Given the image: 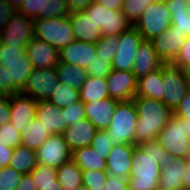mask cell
Masks as SVG:
<instances>
[{
  "mask_svg": "<svg viewBox=\"0 0 190 190\" xmlns=\"http://www.w3.org/2000/svg\"><path fill=\"white\" fill-rule=\"evenodd\" d=\"M176 158L157 139L135 145L132 168L128 178L130 190H155L159 187L161 167Z\"/></svg>",
  "mask_w": 190,
  "mask_h": 190,
  "instance_id": "cell-1",
  "label": "cell"
},
{
  "mask_svg": "<svg viewBox=\"0 0 190 190\" xmlns=\"http://www.w3.org/2000/svg\"><path fill=\"white\" fill-rule=\"evenodd\" d=\"M133 101L138 115L134 145L157 139L173 116V111L161 100L135 96Z\"/></svg>",
  "mask_w": 190,
  "mask_h": 190,
  "instance_id": "cell-2",
  "label": "cell"
},
{
  "mask_svg": "<svg viewBox=\"0 0 190 190\" xmlns=\"http://www.w3.org/2000/svg\"><path fill=\"white\" fill-rule=\"evenodd\" d=\"M109 127L106 129L113 145H134L135 128L138 121L135 103L130 101H119Z\"/></svg>",
  "mask_w": 190,
  "mask_h": 190,
  "instance_id": "cell-3",
  "label": "cell"
},
{
  "mask_svg": "<svg viewBox=\"0 0 190 190\" xmlns=\"http://www.w3.org/2000/svg\"><path fill=\"white\" fill-rule=\"evenodd\" d=\"M0 36L8 46L25 48L34 38L33 20L18 11L2 12Z\"/></svg>",
  "mask_w": 190,
  "mask_h": 190,
  "instance_id": "cell-4",
  "label": "cell"
},
{
  "mask_svg": "<svg viewBox=\"0 0 190 190\" xmlns=\"http://www.w3.org/2000/svg\"><path fill=\"white\" fill-rule=\"evenodd\" d=\"M34 37L44 40L60 50L75 41L69 15L57 18H41L33 21Z\"/></svg>",
  "mask_w": 190,
  "mask_h": 190,
  "instance_id": "cell-5",
  "label": "cell"
},
{
  "mask_svg": "<svg viewBox=\"0 0 190 190\" xmlns=\"http://www.w3.org/2000/svg\"><path fill=\"white\" fill-rule=\"evenodd\" d=\"M171 26V13L165 0L151 4L133 24L144 40H152Z\"/></svg>",
  "mask_w": 190,
  "mask_h": 190,
  "instance_id": "cell-6",
  "label": "cell"
},
{
  "mask_svg": "<svg viewBox=\"0 0 190 190\" xmlns=\"http://www.w3.org/2000/svg\"><path fill=\"white\" fill-rule=\"evenodd\" d=\"M157 140L175 158H187L190 156V139L186 134L183 118L173 114L169 122L158 134Z\"/></svg>",
  "mask_w": 190,
  "mask_h": 190,
  "instance_id": "cell-7",
  "label": "cell"
},
{
  "mask_svg": "<svg viewBox=\"0 0 190 190\" xmlns=\"http://www.w3.org/2000/svg\"><path fill=\"white\" fill-rule=\"evenodd\" d=\"M162 81L164 92L162 102L174 111L190 88L186 73L172 63H165L162 66Z\"/></svg>",
  "mask_w": 190,
  "mask_h": 190,
  "instance_id": "cell-8",
  "label": "cell"
},
{
  "mask_svg": "<svg viewBox=\"0 0 190 190\" xmlns=\"http://www.w3.org/2000/svg\"><path fill=\"white\" fill-rule=\"evenodd\" d=\"M85 12L100 27L103 36L120 35L133 26L121 10H107L95 1L88 6Z\"/></svg>",
  "mask_w": 190,
  "mask_h": 190,
  "instance_id": "cell-9",
  "label": "cell"
},
{
  "mask_svg": "<svg viewBox=\"0 0 190 190\" xmlns=\"http://www.w3.org/2000/svg\"><path fill=\"white\" fill-rule=\"evenodd\" d=\"M59 78L55 67L49 69H34L20 92L35 101L49 100L53 95Z\"/></svg>",
  "mask_w": 190,
  "mask_h": 190,
  "instance_id": "cell-10",
  "label": "cell"
},
{
  "mask_svg": "<svg viewBox=\"0 0 190 190\" xmlns=\"http://www.w3.org/2000/svg\"><path fill=\"white\" fill-rule=\"evenodd\" d=\"M72 152L62 134H54L36 150L37 164L58 169L71 159Z\"/></svg>",
  "mask_w": 190,
  "mask_h": 190,
  "instance_id": "cell-11",
  "label": "cell"
},
{
  "mask_svg": "<svg viewBox=\"0 0 190 190\" xmlns=\"http://www.w3.org/2000/svg\"><path fill=\"white\" fill-rule=\"evenodd\" d=\"M143 40V37L133 26L121 33L119 35L120 44L117 46V52L112 59L113 69L131 71L137 49Z\"/></svg>",
  "mask_w": 190,
  "mask_h": 190,
  "instance_id": "cell-12",
  "label": "cell"
},
{
  "mask_svg": "<svg viewBox=\"0 0 190 190\" xmlns=\"http://www.w3.org/2000/svg\"><path fill=\"white\" fill-rule=\"evenodd\" d=\"M18 12L33 21L70 15L66 0H23Z\"/></svg>",
  "mask_w": 190,
  "mask_h": 190,
  "instance_id": "cell-13",
  "label": "cell"
},
{
  "mask_svg": "<svg viewBox=\"0 0 190 190\" xmlns=\"http://www.w3.org/2000/svg\"><path fill=\"white\" fill-rule=\"evenodd\" d=\"M10 123L21 133L36 118L37 101L24 94L10 95Z\"/></svg>",
  "mask_w": 190,
  "mask_h": 190,
  "instance_id": "cell-14",
  "label": "cell"
},
{
  "mask_svg": "<svg viewBox=\"0 0 190 190\" xmlns=\"http://www.w3.org/2000/svg\"><path fill=\"white\" fill-rule=\"evenodd\" d=\"M109 98L130 101L135 97L138 79L132 71L112 70L106 77Z\"/></svg>",
  "mask_w": 190,
  "mask_h": 190,
  "instance_id": "cell-15",
  "label": "cell"
},
{
  "mask_svg": "<svg viewBox=\"0 0 190 190\" xmlns=\"http://www.w3.org/2000/svg\"><path fill=\"white\" fill-rule=\"evenodd\" d=\"M96 58V43L75 40L59 50V61L85 68Z\"/></svg>",
  "mask_w": 190,
  "mask_h": 190,
  "instance_id": "cell-16",
  "label": "cell"
},
{
  "mask_svg": "<svg viewBox=\"0 0 190 190\" xmlns=\"http://www.w3.org/2000/svg\"><path fill=\"white\" fill-rule=\"evenodd\" d=\"M186 34L171 25L166 31L150 40L164 63H172L186 39Z\"/></svg>",
  "mask_w": 190,
  "mask_h": 190,
  "instance_id": "cell-17",
  "label": "cell"
},
{
  "mask_svg": "<svg viewBox=\"0 0 190 190\" xmlns=\"http://www.w3.org/2000/svg\"><path fill=\"white\" fill-rule=\"evenodd\" d=\"M25 53L35 69H49L59 64V50L44 40L34 37Z\"/></svg>",
  "mask_w": 190,
  "mask_h": 190,
  "instance_id": "cell-18",
  "label": "cell"
},
{
  "mask_svg": "<svg viewBox=\"0 0 190 190\" xmlns=\"http://www.w3.org/2000/svg\"><path fill=\"white\" fill-rule=\"evenodd\" d=\"M135 145L132 144H116L113 145L107 161V174L115 180L118 177H129L132 168V156Z\"/></svg>",
  "mask_w": 190,
  "mask_h": 190,
  "instance_id": "cell-19",
  "label": "cell"
},
{
  "mask_svg": "<svg viewBox=\"0 0 190 190\" xmlns=\"http://www.w3.org/2000/svg\"><path fill=\"white\" fill-rule=\"evenodd\" d=\"M118 103L119 100L113 98L84 103L86 118L97 130H106L110 125Z\"/></svg>",
  "mask_w": 190,
  "mask_h": 190,
  "instance_id": "cell-20",
  "label": "cell"
},
{
  "mask_svg": "<svg viewBox=\"0 0 190 190\" xmlns=\"http://www.w3.org/2000/svg\"><path fill=\"white\" fill-rule=\"evenodd\" d=\"M164 64L154 49L152 42L143 40L137 49L131 71L139 79L141 76L162 67Z\"/></svg>",
  "mask_w": 190,
  "mask_h": 190,
  "instance_id": "cell-21",
  "label": "cell"
},
{
  "mask_svg": "<svg viewBox=\"0 0 190 190\" xmlns=\"http://www.w3.org/2000/svg\"><path fill=\"white\" fill-rule=\"evenodd\" d=\"M60 113L61 108L53 105L49 100L37 101L36 119L44 126L49 136L63 134L68 127Z\"/></svg>",
  "mask_w": 190,
  "mask_h": 190,
  "instance_id": "cell-22",
  "label": "cell"
},
{
  "mask_svg": "<svg viewBox=\"0 0 190 190\" xmlns=\"http://www.w3.org/2000/svg\"><path fill=\"white\" fill-rule=\"evenodd\" d=\"M96 132L97 129L91 122L87 118H83L68 126L62 135L73 152L75 149L91 146Z\"/></svg>",
  "mask_w": 190,
  "mask_h": 190,
  "instance_id": "cell-23",
  "label": "cell"
},
{
  "mask_svg": "<svg viewBox=\"0 0 190 190\" xmlns=\"http://www.w3.org/2000/svg\"><path fill=\"white\" fill-rule=\"evenodd\" d=\"M75 40L96 43L102 36V31L85 12H72L69 15Z\"/></svg>",
  "mask_w": 190,
  "mask_h": 190,
  "instance_id": "cell-24",
  "label": "cell"
},
{
  "mask_svg": "<svg viewBox=\"0 0 190 190\" xmlns=\"http://www.w3.org/2000/svg\"><path fill=\"white\" fill-rule=\"evenodd\" d=\"M187 158H176L168 166L161 167L159 187L166 190H183L182 178L186 174Z\"/></svg>",
  "mask_w": 190,
  "mask_h": 190,
  "instance_id": "cell-25",
  "label": "cell"
},
{
  "mask_svg": "<svg viewBox=\"0 0 190 190\" xmlns=\"http://www.w3.org/2000/svg\"><path fill=\"white\" fill-rule=\"evenodd\" d=\"M135 96L163 100L162 67L151 71L138 79Z\"/></svg>",
  "mask_w": 190,
  "mask_h": 190,
  "instance_id": "cell-26",
  "label": "cell"
},
{
  "mask_svg": "<svg viewBox=\"0 0 190 190\" xmlns=\"http://www.w3.org/2000/svg\"><path fill=\"white\" fill-rule=\"evenodd\" d=\"M167 9L171 13V25L190 37V1L165 0Z\"/></svg>",
  "mask_w": 190,
  "mask_h": 190,
  "instance_id": "cell-27",
  "label": "cell"
},
{
  "mask_svg": "<svg viewBox=\"0 0 190 190\" xmlns=\"http://www.w3.org/2000/svg\"><path fill=\"white\" fill-rule=\"evenodd\" d=\"M0 66L7 68L8 82L20 93L35 69L26 53L22 56V61L14 63H0Z\"/></svg>",
  "mask_w": 190,
  "mask_h": 190,
  "instance_id": "cell-28",
  "label": "cell"
},
{
  "mask_svg": "<svg viewBox=\"0 0 190 190\" xmlns=\"http://www.w3.org/2000/svg\"><path fill=\"white\" fill-rule=\"evenodd\" d=\"M71 159L84 170L106 171L107 161L92 146L81 147L72 152Z\"/></svg>",
  "mask_w": 190,
  "mask_h": 190,
  "instance_id": "cell-29",
  "label": "cell"
},
{
  "mask_svg": "<svg viewBox=\"0 0 190 190\" xmlns=\"http://www.w3.org/2000/svg\"><path fill=\"white\" fill-rule=\"evenodd\" d=\"M79 93L83 103L109 98L106 78L87 76Z\"/></svg>",
  "mask_w": 190,
  "mask_h": 190,
  "instance_id": "cell-30",
  "label": "cell"
},
{
  "mask_svg": "<svg viewBox=\"0 0 190 190\" xmlns=\"http://www.w3.org/2000/svg\"><path fill=\"white\" fill-rule=\"evenodd\" d=\"M57 171V181L63 190H73L83 184L82 170L70 159L60 166Z\"/></svg>",
  "mask_w": 190,
  "mask_h": 190,
  "instance_id": "cell-31",
  "label": "cell"
},
{
  "mask_svg": "<svg viewBox=\"0 0 190 190\" xmlns=\"http://www.w3.org/2000/svg\"><path fill=\"white\" fill-rule=\"evenodd\" d=\"M55 69L59 78V82L77 90H80L82 84L85 82L88 76L85 68L62 62H59Z\"/></svg>",
  "mask_w": 190,
  "mask_h": 190,
  "instance_id": "cell-32",
  "label": "cell"
},
{
  "mask_svg": "<svg viewBox=\"0 0 190 190\" xmlns=\"http://www.w3.org/2000/svg\"><path fill=\"white\" fill-rule=\"evenodd\" d=\"M37 165L36 150L22 145L14 148L9 167L22 174L30 173Z\"/></svg>",
  "mask_w": 190,
  "mask_h": 190,
  "instance_id": "cell-33",
  "label": "cell"
},
{
  "mask_svg": "<svg viewBox=\"0 0 190 190\" xmlns=\"http://www.w3.org/2000/svg\"><path fill=\"white\" fill-rule=\"evenodd\" d=\"M20 135L21 145L33 150H37L49 137L44 126L36 118Z\"/></svg>",
  "mask_w": 190,
  "mask_h": 190,
  "instance_id": "cell-34",
  "label": "cell"
},
{
  "mask_svg": "<svg viewBox=\"0 0 190 190\" xmlns=\"http://www.w3.org/2000/svg\"><path fill=\"white\" fill-rule=\"evenodd\" d=\"M80 100L79 90L64 85L59 82L53 95L50 97L49 101L59 107L63 108L71 105L73 102H78Z\"/></svg>",
  "mask_w": 190,
  "mask_h": 190,
  "instance_id": "cell-35",
  "label": "cell"
},
{
  "mask_svg": "<svg viewBox=\"0 0 190 190\" xmlns=\"http://www.w3.org/2000/svg\"><path fill=\"white\" fill-rule=\"evenodd\" d=\"M160 0H123L121 12L133 25L151 4Z\"/></svg>",
  "mask_w": 190,
  "mask_h": 190,
  "instance_id": "cell-36",
  "label": "cell"
},
{
  "mask_svg": "<svg viewBox=\"0 0 190 190\" xmlns=\"http://www.w3.org/2000/svg\"><path fill=\"white\" fill-rule=\"evenodd\" d=\"M119 44V35L102 36L96 42V57L112 60L117 52V46Z\"/></svg>",
  "mask_w": 190,
  "mask_h": 190,
  "instance_id": "cell-37",
  "label": "cell"
},
{
  "mask_svg": "<svg viewBox=\"0 0 190 190\" xmlns=\"http://www.w3.org/2000/svg\"><path fill=\"white\" fill-rule=\"evenodd\" d=\"M23 174L11 167L0 168V190H16Z\"/></svg>",
  "mask_w": 190,
  "mask_h": 190,
  "instance_id": "cell-38",
  "label": "cell"
},
{
  "mask_svg": "<svg viewBox=\"0 0 190 190\" xmlns=\"http://www.w3.org/2000/svg\"><path fill=\"white\" fill-rule=\"evenodd\" d=\"M60 115L63 117L67 126L75 124L78 120L86 118V112L84 109V103L79 100L73 102L71 105L61 108Z\"/></svg>",
  "mask_w": 190,
  "mask_h": 190,
  "instance_id": "cell-39",
  "label": "cell"
},
{
  "mask_svg": "<svg viewBox=\"0 0 190 190\" xmlns=\"http://www.w3.org/2000/svg\"><path fill=\"white\" fill-rule=\"evenodd\" d=\"M83 184L90 190H102L106 184L107 171L84 170L82 171Z\"/></svg>",
  "mask_w": 190,
  "mask_h": 190,
  "instance_id": "cell-40",
  "label": "cell"
},
{
  "mask_svg": "<svg viewBox=\"0 0 190 190\" xmlns=\"http://www.w3.org/2000/svg\"><path fill=\"white\" fill-rule=\"evenodd\" d=\"M91 146L97 153L101 154V158L106 160L113 147L112 139L107 130H97Z\"/></svg>",
  "mask_w": 190,
  "mask_h": 190,
  "instance_id": "cell-41",
  "label": "cell"
},
{
  "mask_svg": "<svg viewBox=\"0 0 190 190\" xmlns=\"http://www.w3.org/2000/svg\"><path fill=\"white\" fill-rule=\"evenodd\" d=\"M0 142L12 149L21 145V135L10 122L0 126Z\"/></svg>",
  "mask_w": 190,
  "mask_h": 190,
  "instance_id": "cell-42",
  "label": "cell"
},
{
  "mask_svg": "<svg viewBox=\"0 0 190 190\" xmlns=\"http://www.w3.org/2000/svg\"><path fill=\"white\" fill-rule=\"evenodd\" d=\"M112 70V60L97 57L92 61V64L86 67L88 76L100 78H106Z\"/></svg>",
  "mask_w": 190,
  "mask_h": 190,
  "instance_id": "cell-43",
  "label": "cell"
},
{
  "mask_svg": "<svg viewBox=\"0 0 190 190\" xmlns=\"http://www.w3.org/2000/svg\"><path fill=\"white\" fill-rule=\"evenodd\" d=\"M34 183H46L57 181V171L55 168L43 164H37L36 167L30 172Z\"/></svg>",
  "mask_w": 190,
  "mask_h": 190,
  "instance_id": "cell-44",
  "label": "cell"
},
{
  "mask_svg": "<svg viewBox=\"0 0 190 190\" xmlns=\"http://www.w3.org/2000/svg\"><path fill=\"white\" fill-rule=\"evenodd\" d=\"M25 54V48H17V46H8L4 44L0 53V63H14L22 61Z\"/></svg>",
  "mask_w": 190,
  "mask_h": 190,
  "instance_id": "cell-45",
  "label": "cell"
},
{
  "mask_svg": "<svg viewBox=\"0 0 190 190\" xmlns=\"http://www.w3.org/2000/svg\"><path fill=\"white\" fill-rule=\"evenodd\" d=\"M172 64L184 71L190 68V37L185 39Z\"/></svg>",
  "mask_w": 190,
  "mask_h": 190,
  "instance_id": "cell-46",
  "label": "cell"
},
{
  "mask_svg": "<svg viewBox=\"0 0 190 190\" xmlns=\"http://www.w3.org/2000/svg\"><path fill=\"white\" fill-rule=\"evenodd\" d=\"M173 114L177 117L186 119V122H190V88L186 91L185 97L173 111Z\"/></svg>",
  "mask_w": 190,
  "mask_h": 190,
  "instance_id": "cell-47",
  "label": "cell"
},
{
  "mask_svg": "<svg viewBox=\"0 0 190 190\" xmlns=\"http://www.w3.org/2000/svg\"><path fill=\"white\" fill-rule=\"evenodd\" d=\"M129 177H118L115 180L112 176L107 175L106 184L102 190H130L128 186Z\"/></svg>",
  "mask_w": 190,
  "mask_h": 190,
  "instance_id": "cell-48",
  "label": "cell"
},
{
  "mask_svg": "<svg viewBox=\"0 0 190 190\" xmlns=\"http://www.w3.org/2000/svg\"><path fill=\"white\" fill-rule=\"evenodd\" d=\"M7 68L0 66V90L7 96L18 94L19 92L8 82Z\"/></svg>",
  "mask_w": 190,
  "mask_h": 190,
  "instance_id": "cell-49",
  "label": "cell"
},
{
  "mask_svg": "<svg viewBox=\"0 0 190 190\" xmlns=\"http://www.w3.org/2000/svg\"><path fill=\"white\" fill-rule=\"evenodd\" d=\"M94 0H66L69 12H82L85 11Z\"/></svg>",
  "mask_w": 190,
  "mask_h": 190,
  "instance_id": "cell-50",
  "label": "cell"
},
{
  "mask_svg": "<svg viewBox=\"0 0 190 190\" xmlns=\"http://www.w3.org/2000/svg\"><path fill=\"white\" fill-rule=\"evenodd\" d=\"M10 95L0 101V126L10 121Z\"/></svg>",
  "mask_w": 190,
  "mask_h": 190,
  "instance_id": "cell-51",
  "label": "cell"
},
{
  "mask_svg": "<svg viewBox=\"0 0 190 190\" xmlns=\"http://www.w3.org/2000/svg\"><path fill=\"white\" fill-rule=\"evenodd\" d=\"M13 150L0 142V168L9 166Z\"/></svg>",
  "mask_w": 190,
  "mask_h": 190,
  "instance_id": "cell-52",
  "label": "cell"
},
{
  "mask_svg": "<svg viewBox=\"0 0 190 190\" xmlns=\"http://www.w3.org/2000/svg\"><path fill=\"white\" fill-rule=\"evenodd\" d=\"M16 190H38V189L31 177V174L26 173V174H23L20 184L18 185Z\"/></svg>",
  "mask_w": 190,
  "mask_h": 190,
  "instance_id": "cell-53",
  "label": "cell"
},
{
  "mask_svg": "<svg viewBox=\"0 0 190 190\" xmlns=\"http://www.w3.org/2000/svg\"><path fill=\"white\" fill-rule=\"evenodd\" d=\"M23 0H0V11H18Z\"/></svg>",
  "mask_w": 190,
  "mask_h": 190,
  "instance_id": "cell-54",
  "label": "cell"
},
{
  "mask_svg": "<svg viewBox=\"0 0 190 190\" xmlns=\"http://www.w3.org/2000/svg\"><path fill=\"white\" fill-rule=\"evenodd\" d=\"M104 6L107 10H121L123 0H94Z\"/></svg>",
  "mask_w": 190,
  "mask_h": 190,
  "instance_id": "cell-55",
  "label": "cell"
},
{
  "mask_svg": "<svg viewBox=\"0 0 190 190\" xmlns=\"http://www.w3.org/2000/svg\"><path fill=\"white\" fill-rule=\"evenodd\" d=\"M185 170L186 174L182 178V187L183 190H190V156L187 157Z\"/></svg>",
  "mask_w": 190,
  "mask_h": 190,
  "instance_id": "cell-56",
  "label": "cell"
},
{
  "mask_svg": "<svg viewBox=\"0 0 190 190\" xmlns=\"http://www.w3.org/2000/svg\"><path fill=\"white\" fill-rule=\"evenodd\" d=\"M36 186L38 190H63L58 181L38 183Z\"/></svg>",
  "mask_w": 190,
  "mask_h": 190,
  "instance_id": "cell-57",
  "label": "cell"
},
{
  "mask_svg": "<svg viewBox=\"0 0 190 190\" xmlns=\"http://www.w3.org/2000/svg\"><path fill=\"white\" fill-rule=\"evenodd\" d=\"M183 123H185L186 134L188 135V138L190 139V122H186V119H183Z\"/></svg>",
  "mask_w": 190,
  "mask_h": 190,
  "instance_id": "cell-58",
  "label": "cell"
},
{
  "mask_svg": "<svg viewBox=\"0 0 190 190\" xmlns=\"http://www.w3.org/2000/svg\"><path fill=\"white\" fill-rule=\"evenodd\" d=\"M73 190H90L88 187H86L84 184L80 185L79 187H76Z\"/></svg>",
  "mask_w": 190,
  "mask_h": 190,
  "instance_id": "cell-59",
  "label": "cell"
},
{
  "mask_svg": "<svg viewBox=\"0 0 190 190\" xmlns=\"http://www.w3.org/2000/svg\"><path fill=\"white\" fill-rule=\"evenodd\" d=\"M185 73H186L187 81H188L189 86H190V68H189V69H186V70H185Z\"/></svg>",
  "mask_w": 190,
  "mask_h": 190,
  "instance_id": "cell-60",
  "label": "cell"
},
{
  "mask_svg": "<svg viewBox=\"0 0 190 190\" xmlns=\"http://www.w3.org/2000/svg\"><path fill=\"white\" fill-rule=\"evenodd\" d=\"M7 97V95L0 90V101H2L3 99H5Z\"/></svg>",
  "mask_w": 190,
  "mask_h": 190,
  "instance_id": "cell-61",
  "label": "cell"
},
{
  "mask_svg": "<svg viewBox=\"0 0 190 190\" xmlns=\"http://www.w3.org/2000/svg\"><path fill=\"white\" fill-rule=\"evenodd\" d=\"M3 46H4V43L2 42V38L0 36V53H1L2 49H3Z\"/></svg>",
  "mask_w": 190,
  "mask_h": 190,
  "instance_id": "cell-62",
  "label": "cell"
},
{
  "mask_svg": "<svg viewBox=\"0 0 190 190\" xmlns=\"http://www.w3.org/2000/svg\"><path fill=\"white\" fill-rule=\"evenodd\" d=\"M1 22H2V11H0V31H1Z\"/></svg>",
  "mask_w": 190,
  "mask_h": 190,
  "instance_id": "cell-63",
  "label": "cell"
},
{
  "mask_svg": "<svg viewBox=\"0 0 190 190\" xmlns=\"http://www.w3.org/2000/svg\"><path fill=\"white\" fill-rule=\"evenodd\" d=\"M155 190H166V189H163L161 187H157Z\"/></svg>",
  "mask_w": 190,
  "mask_h": 190,
  "instance_id": "cell-64",
  "label": "cell"
}]
</instances>
